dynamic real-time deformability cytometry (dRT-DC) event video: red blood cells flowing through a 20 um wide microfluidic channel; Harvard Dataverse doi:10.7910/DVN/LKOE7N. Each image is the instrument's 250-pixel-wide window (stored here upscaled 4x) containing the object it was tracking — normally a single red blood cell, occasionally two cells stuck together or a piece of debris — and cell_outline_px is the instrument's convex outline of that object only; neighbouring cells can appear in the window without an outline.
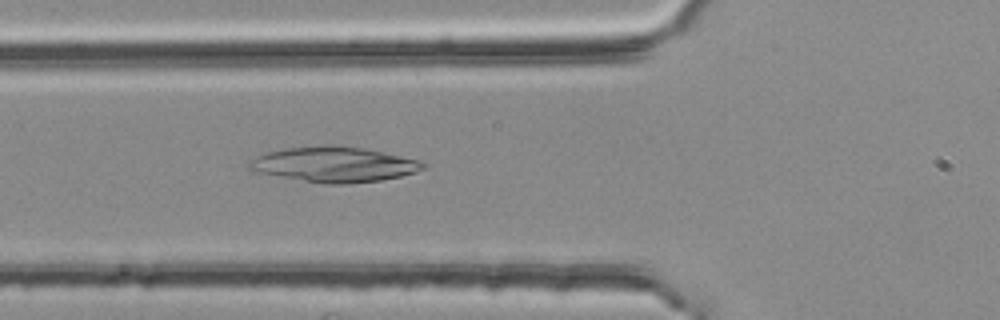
{"species": "common noctule bat (a hibernating species)", "species_latin": "Nyctalus noctula", "temperature_condition": "room temperature", "stored_images_in_passage": 47, "camera_frame_rate_fps": 3000, "um_per_image_px": 0.085, "animal": {"sex": "female", "body_mass_g": 25.1}, "frame": {"image": 1, "passage_image": 13, "time_ms": 4.0, "image_size_px": [1000, 320], "cell_outline_px": [[428, 164], [424, 168], [416, 172], [400, 176], [380, 180], [348, 184], [324, 184], [248, 172], [248, 164], [256, 156], [268, 152], [284, 148], [316, 144], [332, 144], [364, 148], [424, 160]], "centroid_in_image_um": [28.37, 13.97], "position_along_channel_um": 97.4, "area_um2": 36.65}}
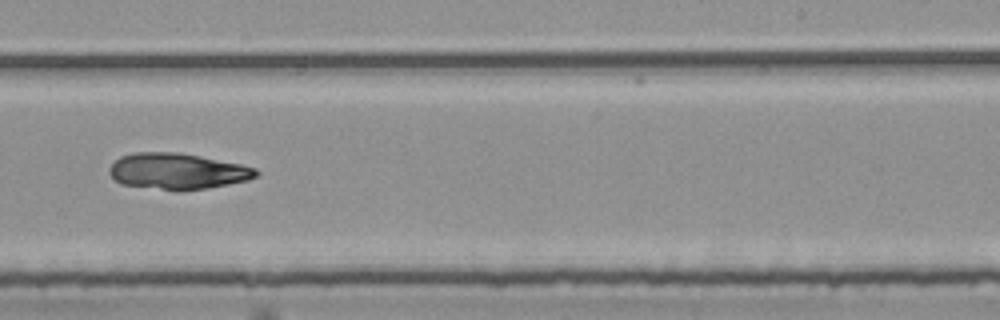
{"frame": {"image": 2, "passage_image": 27, "time_ms": 8.667, "image_size_px": [1000, 320], "cell_outline_px": [[260, 176], [248, 180], [208, 188], [180, 192], [176, 192], [120, 184], [108, 172], [108, 168], [120, 156], [132, 152], [180, 152], [240, 164], [256, 168], [260, 172]], "centroid_in_image_um": [15.08, 14.57], "position_along_channel_um": 273.9, "area_um2": 31.39}}
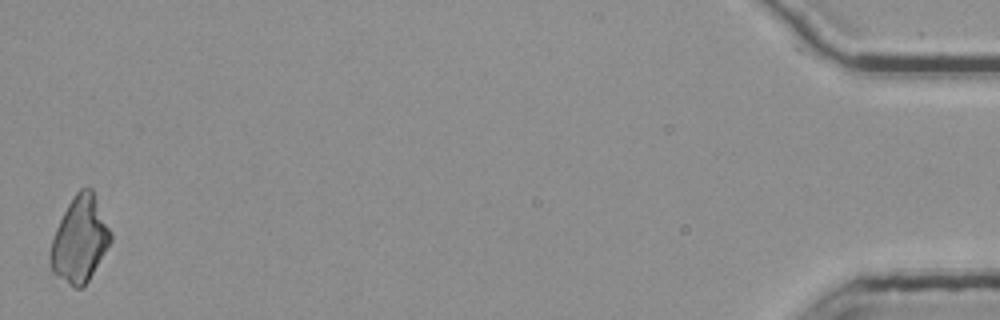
{"frame": {"image": 3, "passage_image": 47, "time_ms": 15.333, "image_size_px": [1000, 320], "cell_outline_px": [[112, 240], [88, 280], [80, 288], [76, 288], [52, 272], [52, 240], [56, 228], [68, 204], [76, 192], [80, 188], [92, 188], [112, 232]], "centroid_in_image_um": [6.82, 20.3], "position_along_channel_um": 428.4, "area_um2": 29.3}}